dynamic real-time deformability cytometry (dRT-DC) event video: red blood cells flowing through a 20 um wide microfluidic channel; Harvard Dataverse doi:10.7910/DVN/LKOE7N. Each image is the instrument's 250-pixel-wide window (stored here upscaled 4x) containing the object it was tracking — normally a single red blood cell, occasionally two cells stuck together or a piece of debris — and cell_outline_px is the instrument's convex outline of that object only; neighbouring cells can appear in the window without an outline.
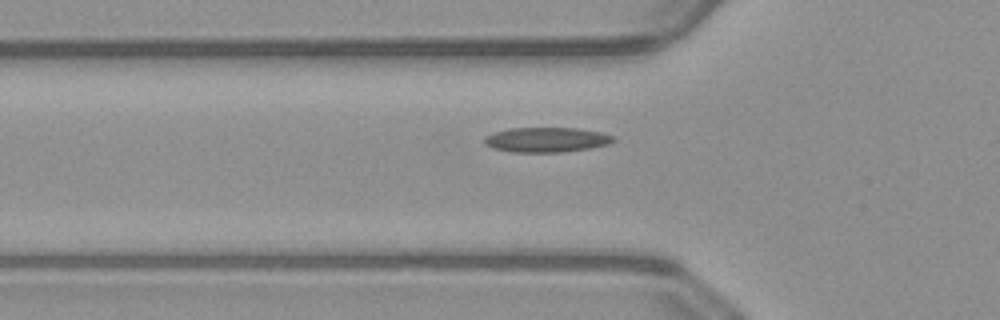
{"species": "common noctule bat (a hibernating species)", "species_latin": "Nyctalus noctula", "temperature_condition": "warm", "stored_images_in_passage": 37, "camera_frame_rate_fps": 3000, "um_per_image_px": 0.085, "animal": {"sex": "male", "body_mass_g": 23.1, "forearm_length_mm": 52.7}, "frame": {"image": 1, "passage_image": 8, "time_ms": 2.333, "image_size_px": [1000, 320], "cell_outline_px": [[616, 140], [608, 144], [588, 148], [564, 152], [512, 152], [492, 148], [484, 144], [484, 136], [508, 128], [580, 128], [600, 132], [616, 136]], "centroid_in_image_um": [46.45, 11.87], "position_along_channel_um": 79.3, "area_um2": 18.79}}
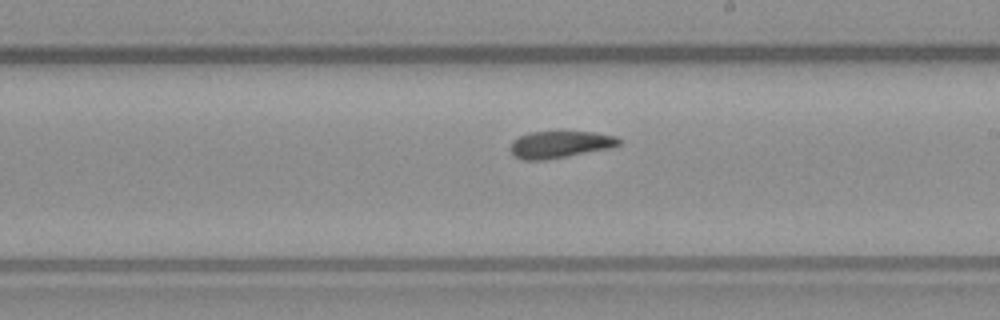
{"frame": {"image": 2, "passage_image": 20, "time_ms": 6.333, "image_size_px": [1000, 320], "cell_outline_px": [[620, 144], [612, 148], [568, 156], [544, 160], [524, 160], [516, 156], [512, 152], [512, 140], [520, 136], [532, 132], [560, 128], [592, 132], [616, 136], [620, 140]], "centroid_in_image_um": [47.64, 12.22], "position_along_channel_um": 241.4, "area_um2": 17.69}}
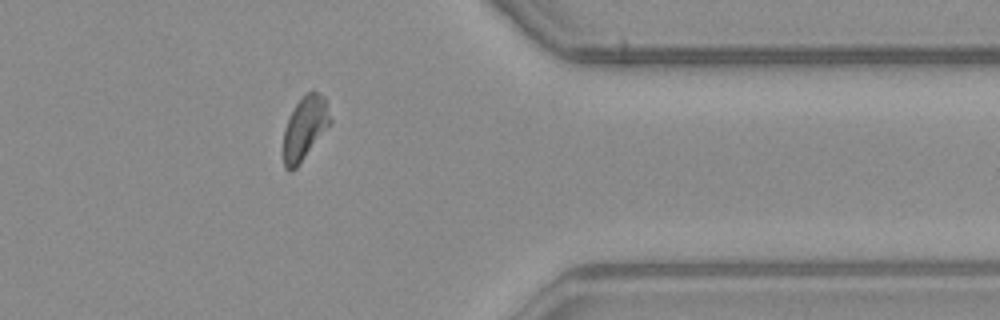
{"frame": {"image": 3, "passage_image": 32, "time_ms": 10.333, "image_size_px": [1000, 320], "cell_outline_px": [[332, 124], [296, 168], [292, 172], [288, 172], [284, 168], [284, 128], [288, 116], [296, 104], [312, 88], [324, 96], [332, 120]], "centroid_in_image_um": [25.93, 10.89], "position_along_channel_um": 385.5, "area_um2": 17.57}}